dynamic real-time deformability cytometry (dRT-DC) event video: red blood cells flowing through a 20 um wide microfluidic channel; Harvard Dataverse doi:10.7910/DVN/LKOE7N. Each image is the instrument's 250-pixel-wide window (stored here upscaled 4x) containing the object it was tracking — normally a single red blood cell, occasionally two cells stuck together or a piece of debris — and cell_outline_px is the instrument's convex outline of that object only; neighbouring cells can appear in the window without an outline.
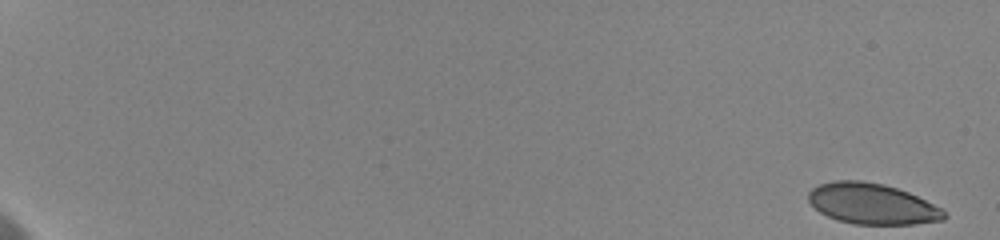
{"species": "human", "species_latin": "Homo sapiens", "temperature_condition": "cold", "stored_images_in_passage": 37, "camera_frame_rate_fps": 3000, "um_per_image_px": 0.085, "donor": {"sex": "female"}, "frame": {"image": 1, "passage_image": 1, "time_ms": 0.0, "image_size_px": [1000, 240], "cell_outline_px": [[948, 216], [944, 220], [912, 224], [852, 224], [836, 220], [820, 212], [808, 200], [808, 192], [812, 188], [820, 184], [836, 180], [860, 180], [884, 184], [908, 192], [940, 208]], "centroid_in_image_um": [74.1, 17.32], "position_along_channel_um": 10.9, "area_um2": 32.08}}
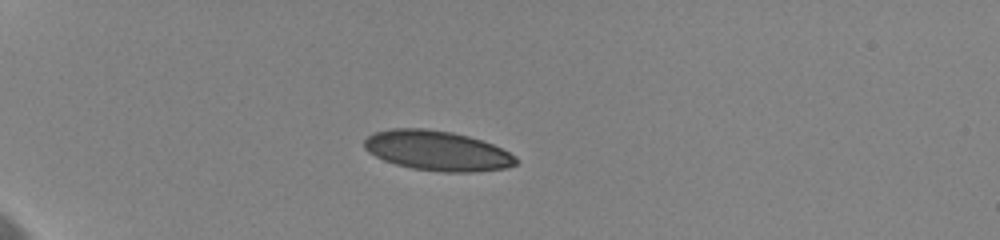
{"frame": {"image": 2, "passage_image": 24, "time_ms": 5.667, "image_size_px": [1000, 240], "cell_outline_px": [[516, 164], [504, 168], [472, 172], [444, 172], [412, 168], [396, 164], [384, 160], [368, 152], [364, 148], [364, 140], [372, 132], [392, 128], [424, 128], [452, 132], [468, 136], [492, 144], [516, 156]], "centroid_in_image_um": [37.12, 12.8], "position_along_channel_um": 47.9, "area_um2": 35.08}}